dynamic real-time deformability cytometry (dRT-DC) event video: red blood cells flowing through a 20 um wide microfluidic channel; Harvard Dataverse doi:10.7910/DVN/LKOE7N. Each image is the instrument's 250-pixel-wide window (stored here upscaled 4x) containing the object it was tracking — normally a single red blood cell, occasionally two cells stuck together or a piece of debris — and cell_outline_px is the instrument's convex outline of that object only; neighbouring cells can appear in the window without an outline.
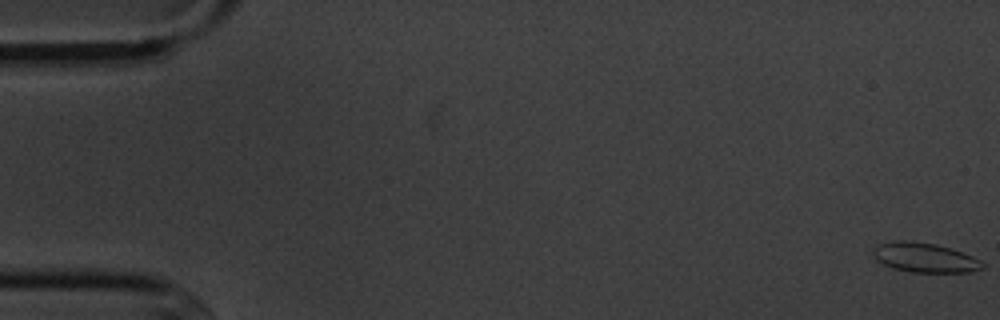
{"species": "common noctule bat (a hibernating species)", "species_latin": "Nyctalus noctula", "temperature_condition": "cold", "stored_images_in_passage": 5, "camera_frame_rate_fps": 3000, "um_per_image_px": 0.085, "animal": {"sex": "male", "body_mass_g": 20.1, "forearm_length_mm": 53.5}, "frame": {"image": 1, "passage_image": 1, "time_ms": 0.0, "image_size_px": [1000, 320], "cell_outline_px": [[984, 268], [968, 272], [912, 272], [892, 268], [876, 260], [868, 252], [876, 244], [896, 240], [904, 240], [936, 244], [952, 248], [972, 256], [980, 260], [984, 264]], "centroid_in_image_um": [78.53, 21.88], "position_along_channel_um": 6.5, "area_um2": 19.13}}